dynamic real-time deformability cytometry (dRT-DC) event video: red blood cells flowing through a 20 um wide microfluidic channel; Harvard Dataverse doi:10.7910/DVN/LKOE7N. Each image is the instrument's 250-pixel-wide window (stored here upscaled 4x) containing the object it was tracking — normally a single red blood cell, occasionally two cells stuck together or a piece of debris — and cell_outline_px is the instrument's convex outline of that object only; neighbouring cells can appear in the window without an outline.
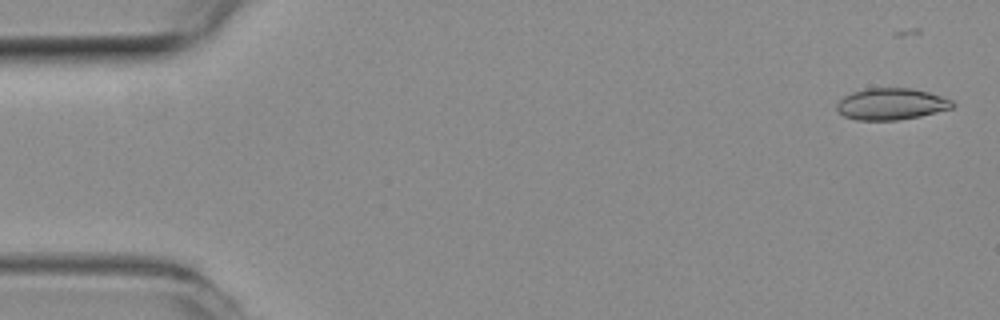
{"species": "common noctule bat (a hibernating species)", "species_latin": "Nyctalus noctula", "temperature_condition": "room temperature", "stored_images_in_passage": 9, "camera_frame_rate_fps": 3000, "um_per_image_px": 0.085, "animal": {"sex": "female", "body_mass_g": 19.3, "forearm_length_mm": 54.1}, "frame": {"image": 1, "passage_image": 3, "time_ms": 0.667, "image_size_px": [1000, 320], "cell_outline_px": [[956, 104], [952, 108], [920, 116], [896, 120], [856, 120], [844, 116], [836, 108], [836, 104], [844, 96], [852, 92], [868, 88], [908, 88], [928, 92], [952, 100]], "centroid_in_image_um": [75.75, 8.84], "position_along_channel_um": 9.3, "area_um2": 21.15}}